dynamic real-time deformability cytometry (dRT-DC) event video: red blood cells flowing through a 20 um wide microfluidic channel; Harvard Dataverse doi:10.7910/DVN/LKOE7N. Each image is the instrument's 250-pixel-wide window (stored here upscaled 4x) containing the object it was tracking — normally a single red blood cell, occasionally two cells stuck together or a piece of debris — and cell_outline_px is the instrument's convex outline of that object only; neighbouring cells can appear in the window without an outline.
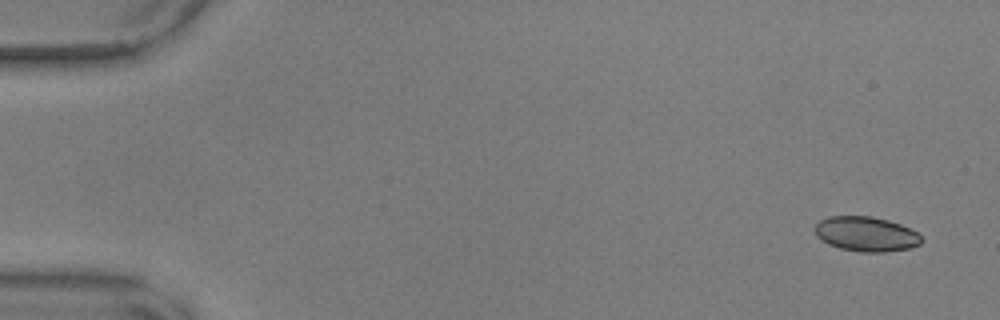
{"species": "common noctule bat (a hibernating species)", "species_latin": "Nyctalus noctula", "temperature_condition": "warm", "stored_images_in_passage": 57, "camera_frame_rate_fps": 3000, "um_per_image_px": 0.085, "animal": {"sex": "male", "body_mass_g": 17.9, "forearm_length_mm": 54.2}, "frame": {"image": 1, "passage_image": 3, "time_ms": 0.667, "image_size_px": [1000, 320], "cell_outline_px": [[924, 240], [920, 244], [912, 248], [884, 252], [860, 252], [840, 248], [828, 244], [820, 240], [816, 236], [812, 228], [820, 220], [828, 216], [872, 216], [888, 220], [900, 224], [916, 232]], "centroid_in_image_um": [73.59, 19.89], "position_along_channel_um": 11.4, "area_um2": 21.85}}
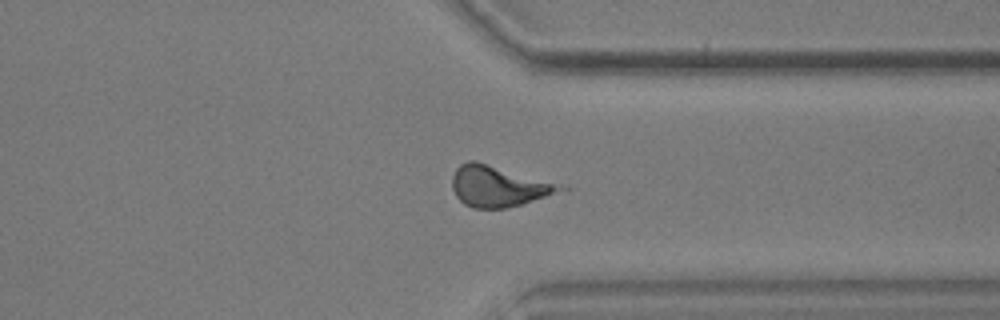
{"frame": {"image": 2, "passage_image": 44, "time_ms": 14.333, "image_size_px": [1000, 320], "cell_outline_px": [[572, 188], [520, 204], [504, 208], [472, 208], [464, 204], [456, 196], [452, 188], [452, 176], [456, 168], [460, 164], [468, 160], [476, 160], [568, 184]], "centroid_in_image_um": [42.45, 15.79], "position_along_channel_um": 369.0, "area_um2": 26.47}}
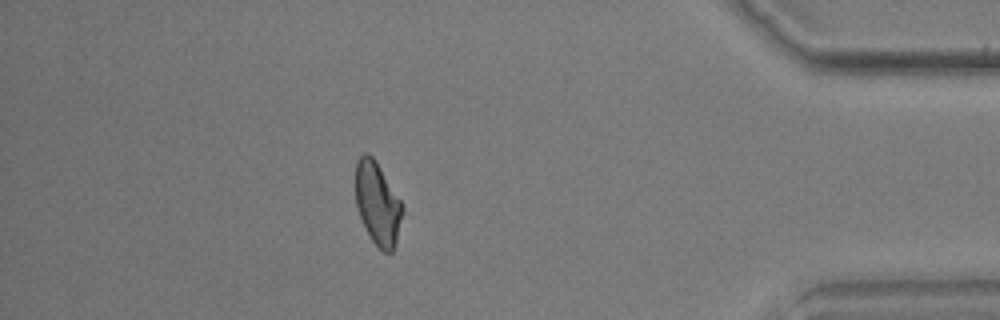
{"frame": {"image": 3, "passage_image": 50, "time_ms": 16.333, "image_size_px": [1000, 320], "cell_outline_px": [[404, 208], [396, 244], [392, 252], [384, 252], [372, 240], [360, 216], [356, 204], [356, 160], [364, 152], [368, 152], [376, 160], [400, 200]], "centroid_in_image_um": [32.1, 17.27], "position_along_channel_um": 403.1, "area_um2": 22.43}, "authors_computed_cell_mechanics": {"area_um2": 22.8888, "velocity_mm_per_s": 3.5879, "shape_relaxation_time_tau1_ms": 4.4793, "shape_relaxation_time_tau2_ms": 2.8907, "deformation_change_tau1": 0.1361, "deformation_change_tau2": 0.1089}}